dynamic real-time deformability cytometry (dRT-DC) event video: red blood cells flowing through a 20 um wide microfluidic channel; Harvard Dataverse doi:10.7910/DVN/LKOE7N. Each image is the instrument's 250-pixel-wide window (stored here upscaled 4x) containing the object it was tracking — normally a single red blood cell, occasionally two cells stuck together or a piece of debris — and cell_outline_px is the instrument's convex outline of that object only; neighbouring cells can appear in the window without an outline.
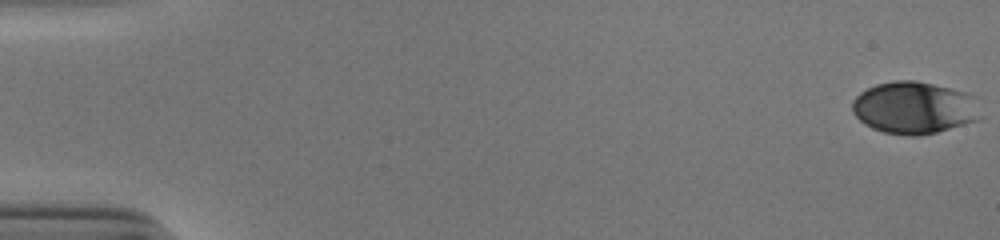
{"species": "human", "species_latin": "Homo sapiens", "temperature_condition": "cold", "stored_images_in_passage": 54, "camera_frame_rate_fps": 3000, "um_per_image_px": 0.085, "donor": {"sex": "male"}, "frame": {"image": 1, "passage_image": 1, "time_ms": 0.0, "image_size_px": [1000, 240], "cell_outline_px": [[980, 120], [936, 132], [916, 136], [912, 136], [884, 132], [872, 128], [864, 124], [852, 112], [852, 100], [860, 92], [876, 84], [896, 80], [916, 80], [968, 92], [980, 96]], "centroid_in_image_um": [77.77, 9.14], "position_along_channel_um": 7.2, "area_um2": 39.65}}
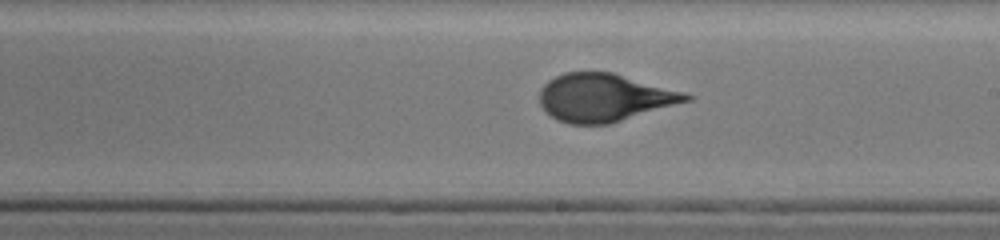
{"frame": {"image": 2, "passage_image": 32, "time_ms": 10.333, "image_size_px": [1000, 240], "cell_outline_px": [[696, 96], [692, 100], [608, 124], [568, 124], [556, 120], [540, 104], [540, 88], [548, 80], [564, 72], [612, 72], [684, 92]], "centroid_in_image_um": [51.37, 8.29], "position_along_channel_um": 237.6, "area_um2": 40.75}}
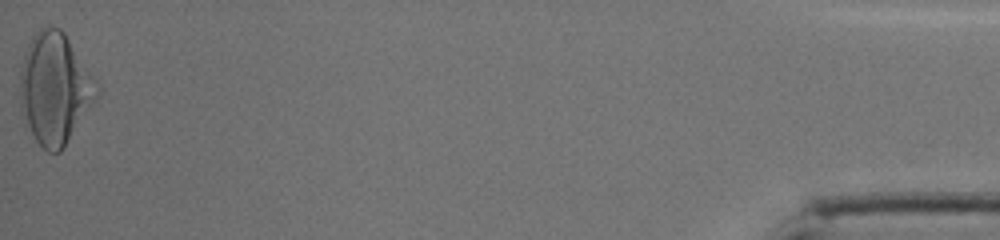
{"frame": {"image": 3, "passage_image": 54, "time_ms": 17.667, "image_size_px": [1000, 240], "cell_outline_px": [[100, 92], [64, 148], [60, 152], [48, 152], [24, 128], [20, 112], [20, 68], [28, 44], [32, 36], [40, 28], [60, 28], [64, 32], [96, 80], [100, 88]], "centroid_in_image_um": [4.63, 7.56], "position_along_channel_um": 430.6, "area_um2": 49.94}, "authors_computed_cell_mechanics": {"area_um2": 40.6623, "velocity_mm_per_s": 3.884, "shape_relaxation_time_tau1_ms": 5.8749, "shape_relaxation_time_tau2_ms": null, "deformation_change_tau1": 0.2046, "deformation_change_tau2": null}}